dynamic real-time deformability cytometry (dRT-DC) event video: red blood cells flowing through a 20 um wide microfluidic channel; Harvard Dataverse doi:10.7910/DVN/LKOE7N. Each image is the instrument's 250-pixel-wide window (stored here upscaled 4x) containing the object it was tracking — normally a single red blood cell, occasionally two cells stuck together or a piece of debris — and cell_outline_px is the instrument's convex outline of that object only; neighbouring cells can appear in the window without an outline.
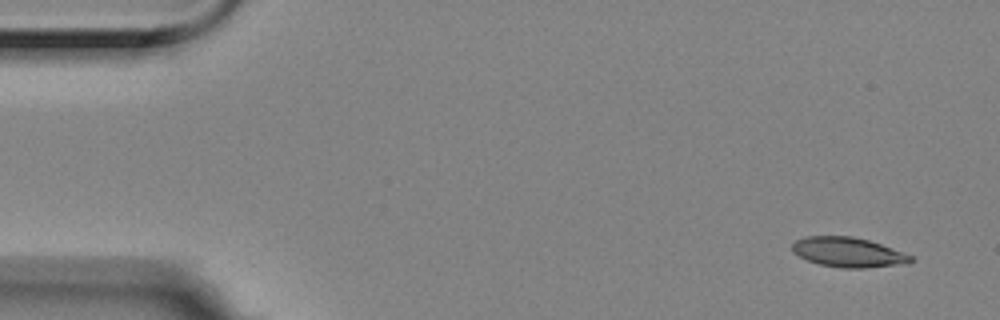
{"species": "Egyptian fruit bat (a non-hibernating species)", "species_latin": "Rousettus aegyptiacus", "temperature_condition": "room temperature", "stored_images_in_passage": 5, "segment_of_instrument_passage": [1, 2], "camera_frame_rate_fps": 3000, "um_per_image_px": 0.085, "animal": {"sex": "female"}, "frame": {"image": 1, "passage_image": 1, "time_ms": 0.0, "image_size_px": [1000, 320], "cell_outline_px": [[916, 260], [896, 264], [864, 268], [840, 268], [820, 264], [808, 260], [792, 252], [792, 244], [796, 240], [808, 236], [852, 236], [868, 240], [880, 244], [912, 256]], "centroid_in_image_um": [72.04, 21.43], "position_along_channel_um": 13.0, "area_um2": 20.17}}